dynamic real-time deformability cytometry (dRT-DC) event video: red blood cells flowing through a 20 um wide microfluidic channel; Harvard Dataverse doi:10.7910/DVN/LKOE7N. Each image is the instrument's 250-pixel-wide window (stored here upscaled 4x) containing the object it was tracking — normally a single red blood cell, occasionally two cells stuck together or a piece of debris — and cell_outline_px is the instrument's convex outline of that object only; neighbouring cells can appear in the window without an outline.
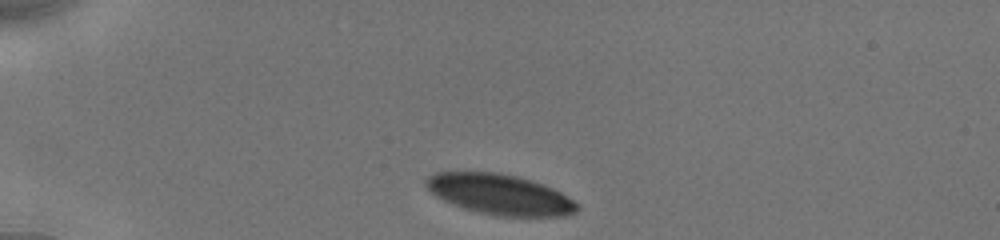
{"species": "human", "species_latin": "Homo sapiens", "temperature_condition": "cold", "stored_images_in_passage": 4, "camera_frame_rate_fps": 3000, "um_per_image_px": 0.085, "donor": {"sex": "male"}, "frame": {"image": 1, "passage_image": 1, "time_ms": 0.0, "image_size_px": [1000, 240], "cell_outline_px": [[580, 208], [576, 212], [564, 216], [496, 216], [464, 208], [452, 204], [436, 196], [424, 184], [424, 180], [428, 176], [436, 172], [496, 172], [516, 176], [532, 180], [544, 184], [560, 192], [572, 200]], "centroid_in_image_um": [42.47, 16.52], "position_along_channel_um": 42.5, "area_um2": 35.43}}
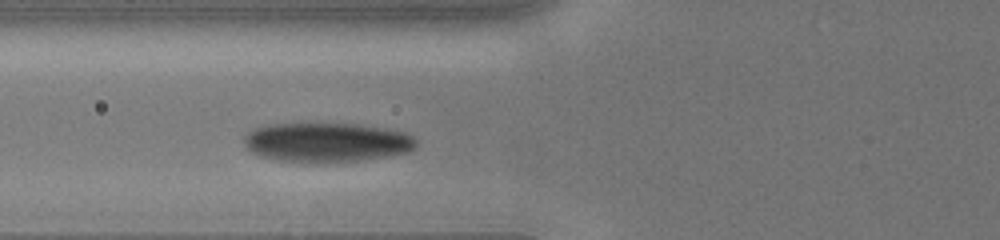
{"frame": {"image": 2, "passage_image": 4, "time_ms": 2.667, "image_size_px": [1000, 240], "cell_outline_px": [[416, 144], [408, 152], [388, 156], [356, 160], [316, 164], [312, 164], [276, 160], [260, 156], [252, 152], [244, 144], [244, 132], [268, 124], [356, 124], [384, 128], [404, 132], [412, 136], [416, 140]], "centroid_in_image_um": [27.71, 12.11], "position_along_channel_um": 98.1, "area_um2": 39.71}}